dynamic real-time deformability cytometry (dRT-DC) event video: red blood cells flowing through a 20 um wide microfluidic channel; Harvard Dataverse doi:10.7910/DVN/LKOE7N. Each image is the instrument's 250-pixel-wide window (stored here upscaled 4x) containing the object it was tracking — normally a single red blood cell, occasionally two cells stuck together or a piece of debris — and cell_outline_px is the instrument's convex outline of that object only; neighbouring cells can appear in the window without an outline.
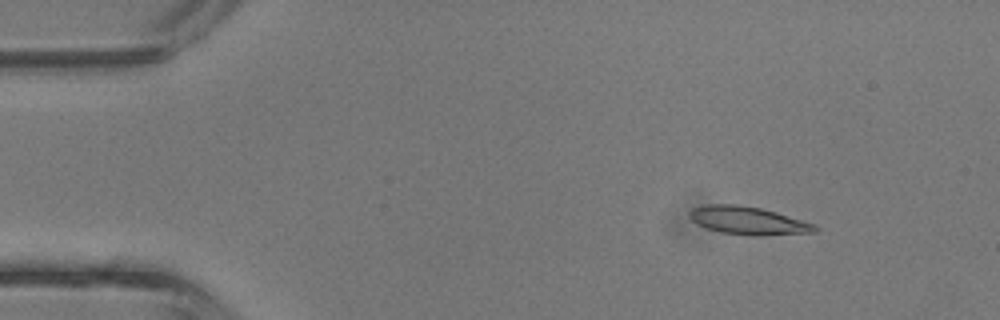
{"species": "common noctule bat (a hibernating species)", "species_latin": "Nyctalus noctula", "temperature_condition": "room temperature", "stored_images_in_passage": 4, "camera_frame_rate_fps": 3000, "um_per_image_px": 0.085, "animal": {"sex": "male", "body_mass_g": 13.3}, "frame": {"image": 1, "passage_image": 2, "time_ms": 0.333, "image_size_px": [1000, 320], "cell_outline_px": [[820, 228], [816, 232], [764, 236], [748, 236], [720, 232], [696, 224], [688, 216], [688, 212], [692, 208], [708, 204], [736, 204], [760, 208], [776, 212], [816, 224]], "centroid_in_image_um": [63.61, 18.76], "position_along_channel_um": 21.4, "area_um2": 20.75}}
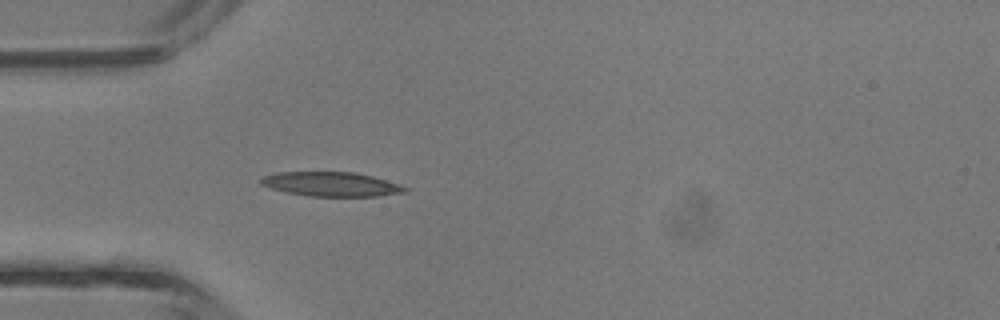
{"frame": {"image": 2, "passage_image": 4, "time_ms": 1.0, "image_size_px": [1000, 320], "cell_outline_px": [[408, 192], [376, 196], [308, 196], [288, 192], [272, 188], [260, 184], [260, 176], [276, 172], [352, 172], [372, 176], [400, 184], [408, 188]], "centroid_in_image_um": [28.15, 15.65], "position_along_channel_um": 56.9, "area_um2": 20.4}}